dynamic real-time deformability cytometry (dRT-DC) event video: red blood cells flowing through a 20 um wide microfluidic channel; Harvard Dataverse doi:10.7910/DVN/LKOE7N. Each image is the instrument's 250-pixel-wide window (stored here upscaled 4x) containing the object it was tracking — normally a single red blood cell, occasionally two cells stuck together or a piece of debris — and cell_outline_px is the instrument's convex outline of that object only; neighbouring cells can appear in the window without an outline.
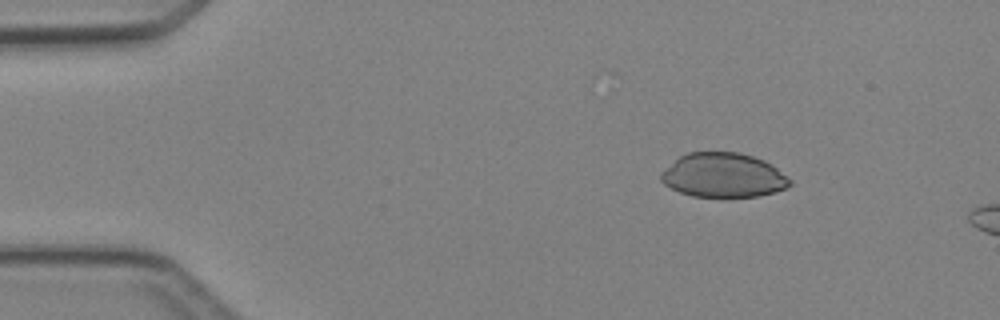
{"species": "Egyptian fruit bat (a non-hibernating species)", "species_latin": "Rousettus aegyptiacus", "temperature_condition": "cold", "stored_images_in_passage": 5, "camera_frame_rate_fps": 3000, "um_per_image_px": 0.085, "animal": {"sex": "female"}, "frame": {"image": 1, "passage_image": 2, "time_ms": 1.333, "image_size_px": [1000, 320], "cell_outline_px": [[792, 184], [784, 188], [772, 192], [756, 196], [692, 196], [680, 192], [664, 184], [660, 180], [660, 172], [680, 156], [688, 152], [740, 152], [764, 160], [772, 164], [792, 180]], "centroid_in_image_um": [61.47, 14.88], "position_along_channel_um": 23.5, "area_um2": 33.12}}
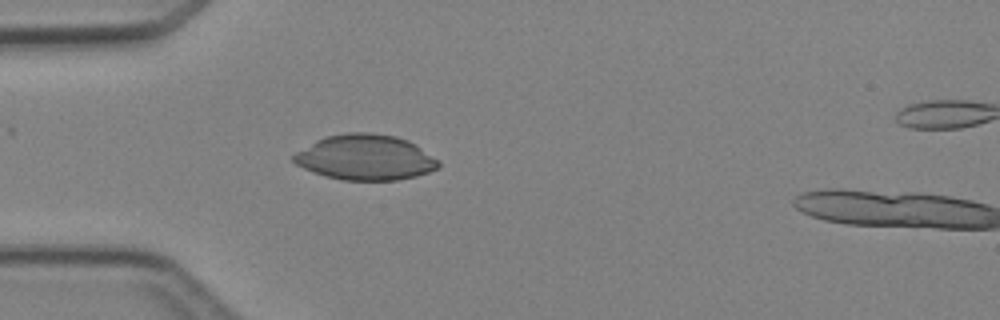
{"frame": {"image": 2, "passage_image": 4, "time_ms": 3.667, "image_size_px": [1000, 320], "cell_outline_px": [[440, 168], [416, 176], [396, 180], [344, 180], [324, 176], [304, 168], [296, 164], [292, 160], [292, 156], [296, 152], [316, 140], [324, 136], [348, 132], [368, 132], [396, 136], [408, 140], [440, 160]], "centroid_in_image_um": [31.06, 13.37], "position_along_channel_um": 53.9, "area_um2": 38.44}}